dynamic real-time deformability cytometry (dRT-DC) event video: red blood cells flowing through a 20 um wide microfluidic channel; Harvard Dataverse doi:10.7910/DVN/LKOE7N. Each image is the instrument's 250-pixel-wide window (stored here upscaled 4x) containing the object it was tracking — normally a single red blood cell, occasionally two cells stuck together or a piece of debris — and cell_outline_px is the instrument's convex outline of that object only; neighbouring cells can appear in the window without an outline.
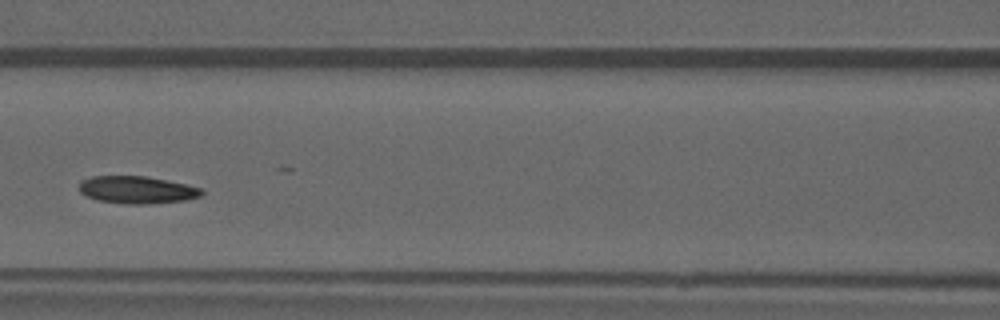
{"species": "common noctule bat (a hibernating species)", "species_latin": "Nyctalus noctula", "temperature_condition": "warm", "stored_images_in_passage": 6, "camera_frame_rate_fps": 3000, "um_per_image_px": 0.085, "animal": {"sex": "male", "forearm_length_mm": 52.5}, "frame": {"image": 1, "passage_image": 5, "time_ms": 4.667, "image_size_px": [1000, 320], "cell_outline_px": [[204, 192], [200, 196], [184, 200], [148, 204], [124, 204], [96, 200], [80, 192], [80, 180], [92, 176], [144, 176], [204, 188]], "centroid_in_image_um": [11.63, 16.14], "position_along_channel_um": 155.0, "area_um2": 19.48}}